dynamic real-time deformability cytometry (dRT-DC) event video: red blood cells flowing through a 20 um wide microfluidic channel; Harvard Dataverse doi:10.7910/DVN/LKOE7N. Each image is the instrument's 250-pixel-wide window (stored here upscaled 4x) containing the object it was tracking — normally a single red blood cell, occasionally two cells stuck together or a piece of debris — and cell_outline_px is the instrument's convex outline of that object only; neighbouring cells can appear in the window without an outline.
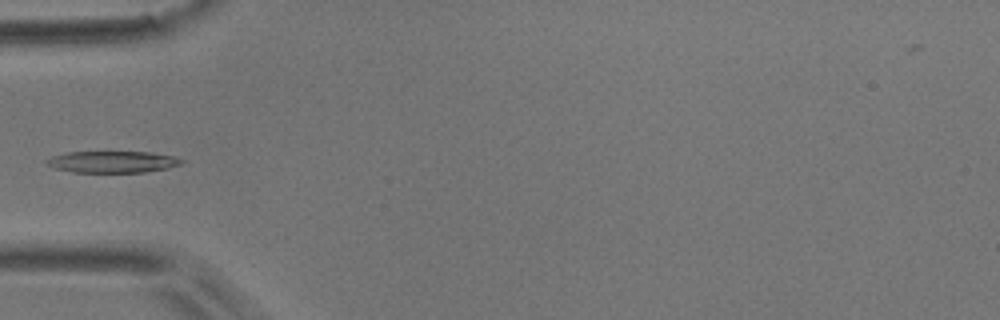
{"species": "common noctule bat (a hibernating species)", "species_latin": "Nyctalus noctula", "temperature_condition": "room temperature", "stored_images_in_passage": 5, "camera_frame_rate_fps": 3000, "um_per_image_px": 0.085, "animal": {"sex": "male", "body_mass_g": 17.9}, "frame": {"image": 1, "passage_image": 4, "time_ms": 3.667, "image_size_px": [1000, 320], "cell_outline_px": [[184, 164], [168, 168], [144, 172], [72, 172], [56, 168], [44, 164], [44, 160], [52, 156], [64, 152], [152, 152], [172, 156], [184, 160]], "centroid_in_image_um": [9.55, 13.75], "position_along_channel_um": 75.5, "area_um2": 17.11}}
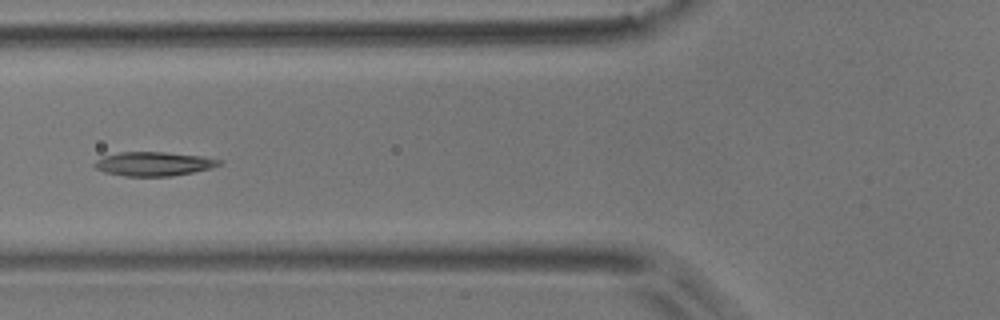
{"frame": {"image": 2, "passage_image": 5, "time_ms": 4.667, "image_size_px": [1000, 320], "cell_outline_px": [[224, 160], [220, 164], [212, 168], [172, 176], [124, 176], [104, 172], [96, 168], [92, 164], [96, 160], [104, 156], [120, 152], [164, 152], [204, 156]], "centroid_in_image_um": [13.08, 13.92], "position_along_channel_um": 112.7, "area_um2": 17.51}}